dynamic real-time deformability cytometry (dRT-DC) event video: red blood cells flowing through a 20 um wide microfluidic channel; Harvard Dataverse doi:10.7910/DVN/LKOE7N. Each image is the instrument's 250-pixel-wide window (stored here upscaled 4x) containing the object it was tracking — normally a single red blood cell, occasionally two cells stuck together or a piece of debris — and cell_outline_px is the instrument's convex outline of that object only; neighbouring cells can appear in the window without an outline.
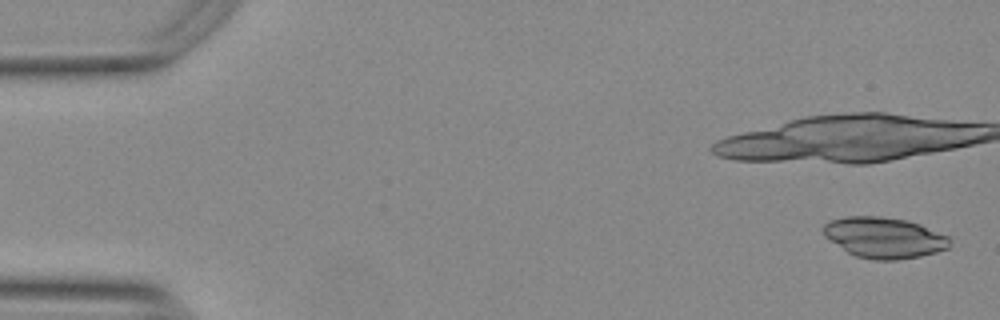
{"species": "Egyptian fruit bat (a non-hibernating species)", "species_latin": "Rousettus aegyptiacus", "temperature_condition": "warm", "stored_images_in_passage": 9, "camera_frame_rate_fps": 3000, "um_per_image_px": 0.085, "animal": {"sex": "female"}, "frame": {"image": 1, "passage_image": 2, "time_ms": 0.333, "image_size_px": [1000, 320], "cell_outline_px": [[952, 240], [948, 248], [936, 252], [920, 256], [896, 260], [872, 260], [856, 256], [848, 252], [824, 236], [824, 224], [828, 220], [844, 216], [880, 216], [908, 220], [920, 224], [948, 236]], "centroid_in_image_um": [75.16, 20.19], "position_along_channel_um": 9.8, "area_um2": 30.17}}